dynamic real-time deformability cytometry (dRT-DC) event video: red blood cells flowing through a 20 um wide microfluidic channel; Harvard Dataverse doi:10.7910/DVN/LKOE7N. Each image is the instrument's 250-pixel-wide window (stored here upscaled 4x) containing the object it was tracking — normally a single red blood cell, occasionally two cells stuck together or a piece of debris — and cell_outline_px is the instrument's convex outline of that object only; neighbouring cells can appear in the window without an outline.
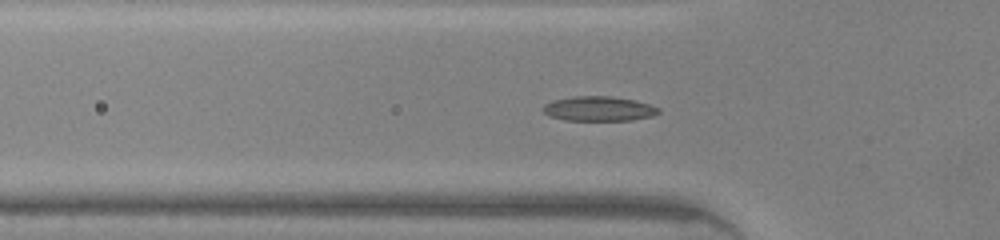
{"species": "common noctule bat (a hibernating species)", "species_latin": "Nyctalus noctula", "temperature_condition": "warm", "stored_images_in_passage": 37, "camera_frame_rate_fps": 3000, "um_per_image_px": 0.085, "animal": {"sex": "male", "body_mass_g": 20.0, "forearm_length_mm": 53.3}, "frame": {"image": 1, "passage_image": 5, "time_ms": 1.333, "image_size_px": [1000, 240], "cell_outline_px": [[660, 112], [652, 116], [632, 120], [564, 120], [548, 116], [540, 108], [544, 104], [552, 100], [572, 96], [612, 96], [636, 100], [660, 108]], "centroid_in_image_um": [50.86, 9.23], "position_along_channel_um": 74.9, "area_um2": 16.82}}
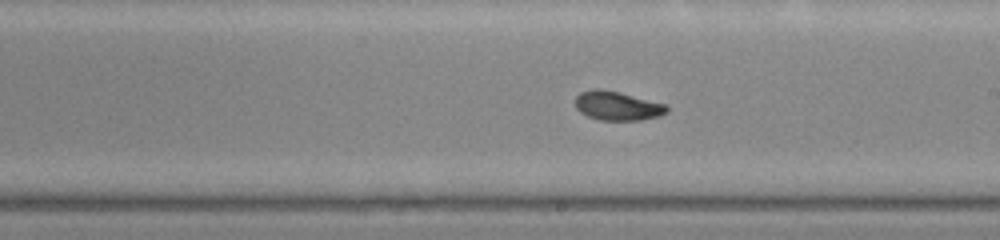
{"frame": {"image": 2, "passage_image": 16, "time_ms": 5.0, "image_size_px": [1000, 240], "cell_outline_px": [[668, 112], [660, 116], [640, 120], [600, 120], [588, 116], [580, 112], [576, 108], [576, 96], [580, 92], [592, 88], [600, 88], [620, 92], [664, 104], [668, 108]], "centroid_in_image_um": [52.45, 8.99], "position_along_channel_um": 236.5, "area_um2": 15.49}}
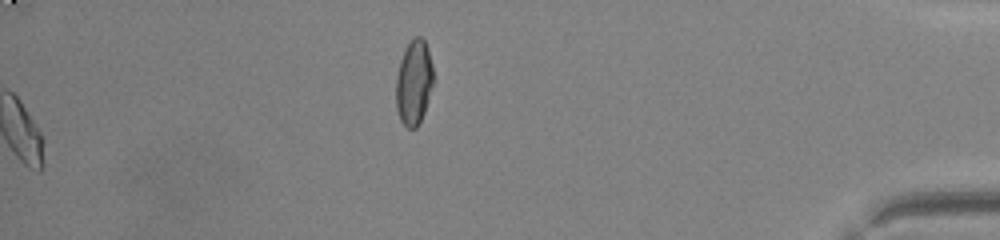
{"frame": {"image": 3, "passage_image": 37, "time_ms": 12.0, "image_size_px": [1000, 240], "cell_outline_px": [[432, 84], [428, 100], [424, 112], [416, 128], [408, 128], [400, 120], [396, 108], [396, 76], [400, 60], [408, 44], [416, 36], [420, 36], [424, 40], [428, 48], [432, 64]], "centroid_in_image_um": [35.16, 7.01], "position_along_channel_um": 400.0, "area_um2": 18.21}, "authors_computed_cell_mechanics": {"area_um2": 15.5482, "velocity_mm_per_s": 4.4024, "shape_relaxation_time_tau1_ms": 3.0574, "shape_relaxation_time_tau2_ms": 2.0676, "deformation_change_tau1": 0.133, "deformation_change_tau2": 0.0486}}